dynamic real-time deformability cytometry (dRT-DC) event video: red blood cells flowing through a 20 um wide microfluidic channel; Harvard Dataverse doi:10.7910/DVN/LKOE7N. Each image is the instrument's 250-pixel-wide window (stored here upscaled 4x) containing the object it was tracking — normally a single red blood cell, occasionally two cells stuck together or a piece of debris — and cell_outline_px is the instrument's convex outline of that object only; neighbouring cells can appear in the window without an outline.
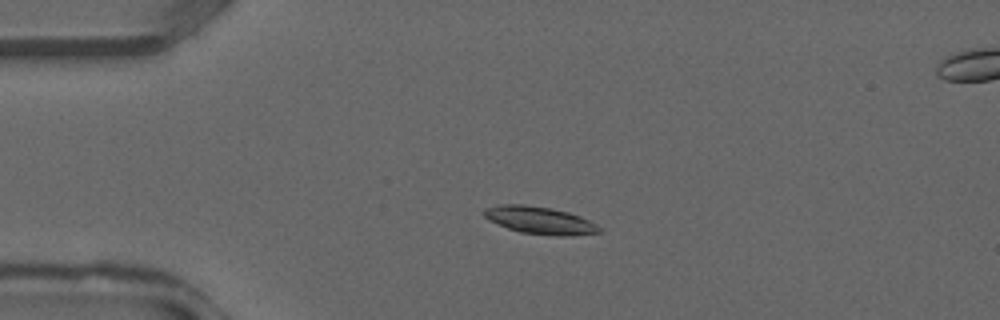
{"species": "common noctule bat (a hibernating species)", "species_latin": "Nyctalus noctula", "temperature_condition": "warm", "stored_images_in_passage": 38, "segment_of_instrument_passage": [1, 2], "camera_frame_rate_fps": 3000, "um_per_image_px": 0.085, "animal": {"sex": "male", "forearm_length_mm": 52.5}, "frame": {"image": 1, "passage_image": 9, "time_ms": 2.667, "image_size_px": [1000, 320], "cell_outline_px": [[600, 232], [572, 236], [556, 236], [520, 232], [508, 228], [488, 220], [484, 216], [484, 208], [500, 204], [524, 204], [552, 208], [568, 212], [580, 216], [596, 224], [600, 228]], "centroid_in_image_um": [45.87, 18.72], "position_along_channel_um": 39.1, "area_um2": 18.44}}
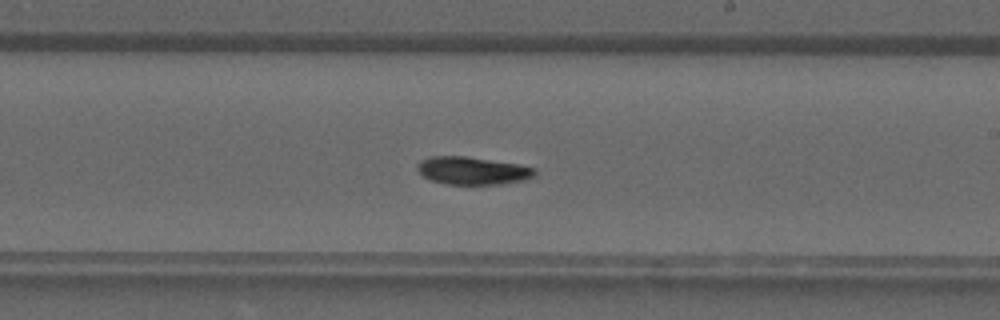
{"frame": {"image": 2, "passage_image": 22, "time_ms": 7.0, "image_size_px": [1000, 320], "cell_outline_px": [[536, 172], [532, 176], [524, 180], [500, 184], [448, 184], [432, 180], [424, 176], [416, 168], [420, 160], [432, 156], [464, 156], [516, 164], [536, 168]], "centroid_in_image_um": [40.15, 14.5], "position_along_channel_um": 248.9, "area_um2": 18.67}}
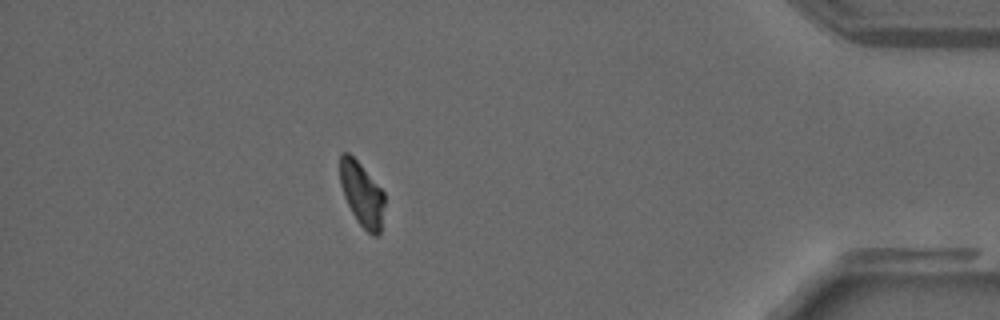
{"frame": {"image": 3, "passage_image": 33, "time_ms": 10.667, "image_size_px": [1000, 320], "cell_outline_px": [[384, 204], [380, 232], [376, 236], [372, 236], [356, 220], [344, 196], [340, 184], [340, 152], [348, 152], [360, 164], [384, 192]], "centroid_in_image_um": [30.75, 16.5], "position_along_channel_um": 404.5, "area_um2": 16.42}}